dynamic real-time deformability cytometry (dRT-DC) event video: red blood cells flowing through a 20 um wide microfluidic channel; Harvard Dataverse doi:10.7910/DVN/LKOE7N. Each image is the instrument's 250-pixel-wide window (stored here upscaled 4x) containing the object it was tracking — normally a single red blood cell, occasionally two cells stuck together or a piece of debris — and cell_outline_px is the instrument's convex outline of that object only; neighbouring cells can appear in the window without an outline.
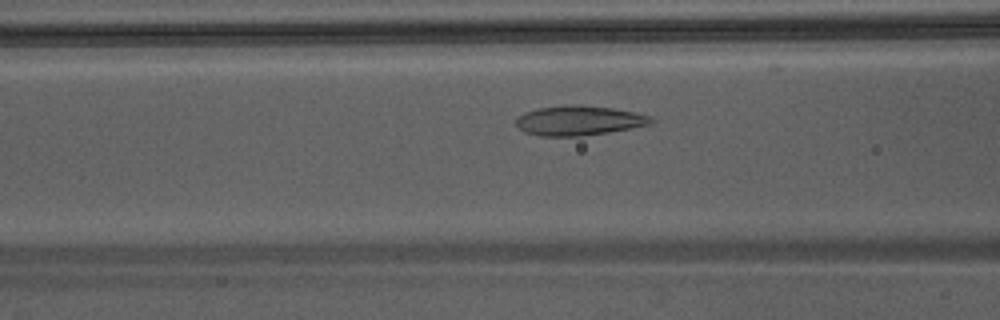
{"species": "Egyptian fruit bat (a non-hibernating species)", "species_latin": "Rousettus aegyptiacus", "temperature_condition": "warm", "stored_images_in_passage": 34, "camera_frame_rate_fps": 3000, "um_per_image_px": 0.085, "animal": {"sex": "male"}, "frame": {"image": 1, "passage_image": 11, "time_ms": 3.333, "image_size_px": [1000, 320], "cell_outline_px": [[656, 120], [652, 124], [608, 132], [580, 136], [540, 136], [524, 132], [516, 128], [516, 116], [524, 112], [536, 108], [572, 104], [576, 104], [612, 108], [636, 112], [648, 116]], "centroid_in_image_um": [49.16, 10.24], "position_along_channel_um": 117.4, "area_um2": 23.58}}
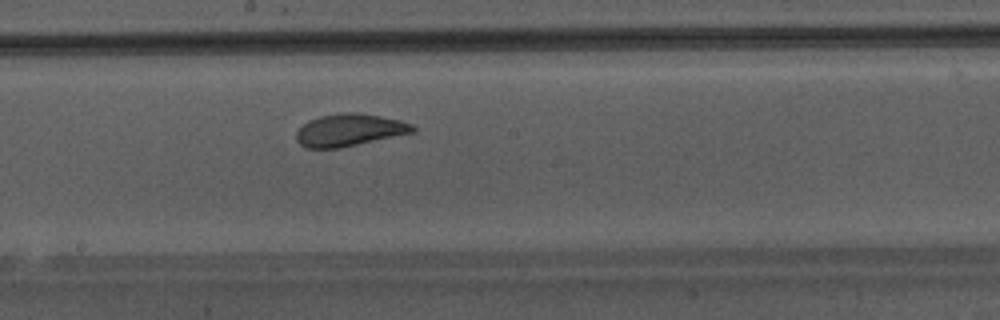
{"frame": {"image": 2, "passage_image": 18, "time_ms": 5.667, "image_size_px": [1000, 320], "cell_outline_px": [[416, 132], [340, 148], [308, 148], [300, 144], [296, 140], [296, 132], [308, 120], [320, 116], [344, 112], [356, 112], [380, 116], [400, 120], [412, 124], [416, 128]], "centroid_in_image_um": [29.72, 11.05], "position_along_channel_um": 218.5, "area_um2": 21.96}}
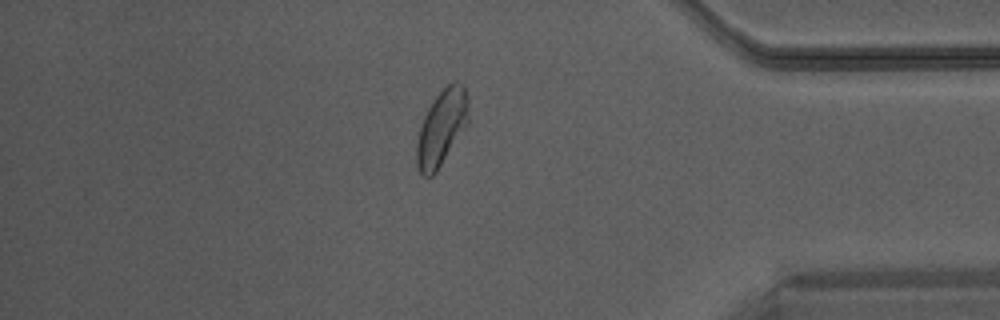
{"frame": {"image": 3, "passage_image": 32, "time_ms": 10.333, "image_size_px": [1000, 320], "cell_outline_px": [[468, 124], [436, 172], [432, 176], [424, 176], [420, 172], [416, 164], [416, 140], [420, 124], [428, 108], [436, 96], [452, 80], [456, 80], [464, 88], [468, 100]], "centroid_in_image_um": [37.52, 10.86], "position_along_channel_um": 397.7, "area_um2": 22.83}}